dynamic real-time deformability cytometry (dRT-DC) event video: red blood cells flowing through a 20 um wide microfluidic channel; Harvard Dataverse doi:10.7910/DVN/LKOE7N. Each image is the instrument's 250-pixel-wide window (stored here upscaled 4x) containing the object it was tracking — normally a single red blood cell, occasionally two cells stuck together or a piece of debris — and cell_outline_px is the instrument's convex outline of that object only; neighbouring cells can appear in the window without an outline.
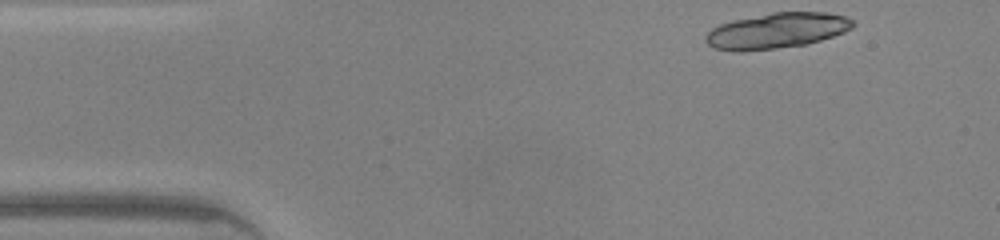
{"species": "common noctule bat (a hibernating species)", "species_latin": "Nyctalus noctula", "temperature_condition": "warm", "stored_images_in_passage": 41, "segment_of_instrument_passage": [1, 2], "camera_frame_rate_fps": 3000, "um_per_image_px": 0.085, "animal": {"sex": "male", "body_mass_g": 20.0, "forearm_length_mm": 53.3}, "frame": {"image": 1, "passage_image": 1, "time_ms": 0.0, "image_size_px": [1000, 240], "cell_outline_px": [[856, 24], [852, 28], [844, 32], [808, 44], [744, 52], [732, 52], [712, 48], [704, 40], [704, 36], [712, 28], [720, 24], [736, 20], [772, 12], [828, 12], [848, 16]], "centroid_in_image_um": [66.02, 2.62], "position_along_channel_um": 19.0, "area_um2": 30.75}}